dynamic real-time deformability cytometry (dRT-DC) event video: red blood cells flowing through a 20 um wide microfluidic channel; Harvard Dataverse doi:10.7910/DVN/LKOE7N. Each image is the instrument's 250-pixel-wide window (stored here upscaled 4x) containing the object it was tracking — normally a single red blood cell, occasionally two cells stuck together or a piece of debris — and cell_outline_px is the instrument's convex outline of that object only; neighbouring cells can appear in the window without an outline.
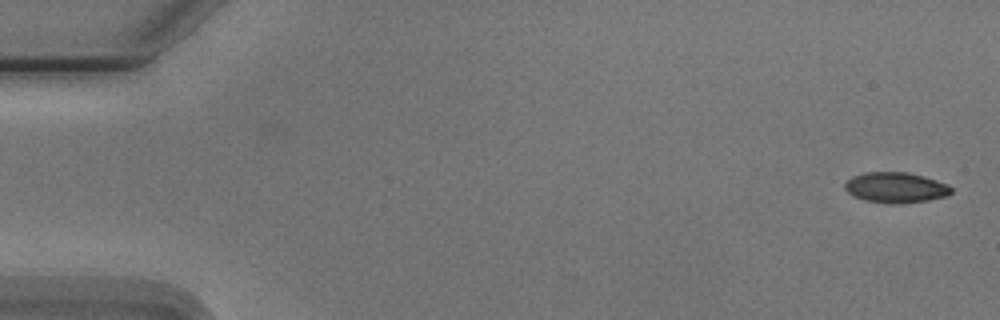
{"species": "Egyptian fruit bat (a non-hibernating species)", "species_latin": "Rousettus aegyptiacus", "temperature_condition": "cold", "stored_images_in_passage": 7, "camera_frame_rate_fps": 3000, "um_per_image_px": 0.085, "animal": {"sex": "male"}, "frame": {"image": 1, "passage_image": 1, "time_ms": 0.0, "image_size_px": [1000, 320], "cell_outline_px": [[952, 192], [948, 196], [928, 200], [892, 204], [864, 200], [852, 196], [844, 188], [844, 184], [852, 176], [864, 172], [908, 172], [924, 176], [948, 184], [952, 188]], "centroid_in_image_um": [76.13, 15.93], "position_along_channel_um": 8.9, "area_um2": 19.02}}
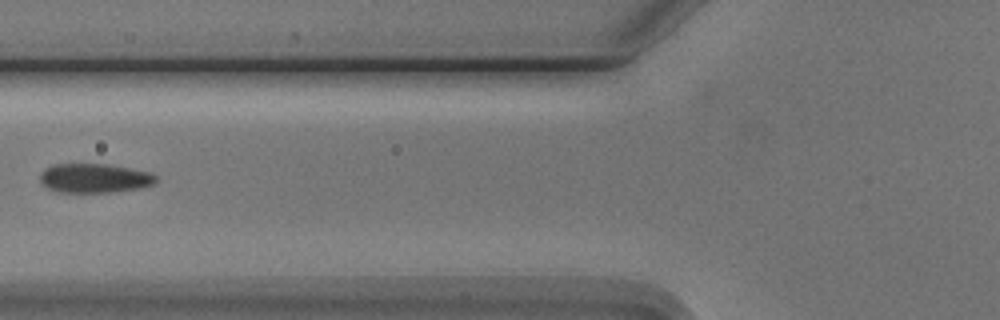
{"frame": {"image": 2, "passage_image": 6, "time_ms": 6.667, "image_size_px": [1000, 320], "cell_outline_px": [[156, 180], [152, 184], [136, 188], [108, 192], [60, 192], [48, 188], [40, 180], [40, 172], [44, 168], [52, 164], [108, 164], [152, 172], [156, 176]], "centroid_in_image_um": [7.99, 15.12], "position_along_channel_um": 117.8, "area_um2": 19.59}}
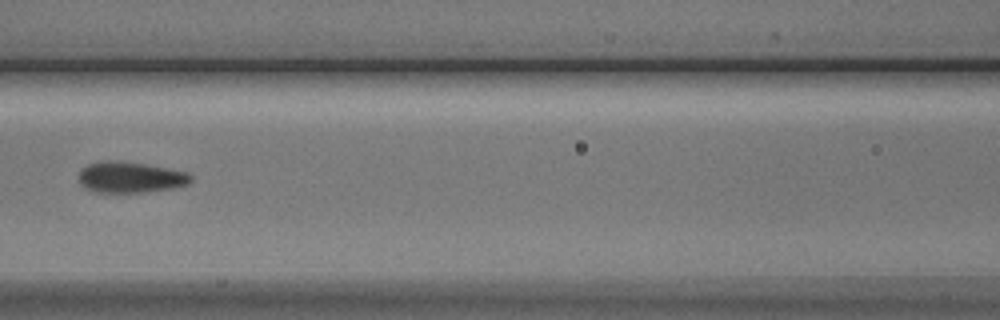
{"frame": {"image": 3, "passage_image": 7, "time_ms": 7.667, "image_size_px": [1000, 320], "cell_outline_px": [[192, 180], [188, 184], [172, 188], [140, 192], [100, 192], [88, 188], [80, 184], [80, 168], [88, 164], [104, 160], [116, 160], [144, 164], [188, 172], [192, 176]], "centroid_in_image_um": [11.09, 15.05], "position_along_channel_um": 155.5, "area_um2": 20.0}}